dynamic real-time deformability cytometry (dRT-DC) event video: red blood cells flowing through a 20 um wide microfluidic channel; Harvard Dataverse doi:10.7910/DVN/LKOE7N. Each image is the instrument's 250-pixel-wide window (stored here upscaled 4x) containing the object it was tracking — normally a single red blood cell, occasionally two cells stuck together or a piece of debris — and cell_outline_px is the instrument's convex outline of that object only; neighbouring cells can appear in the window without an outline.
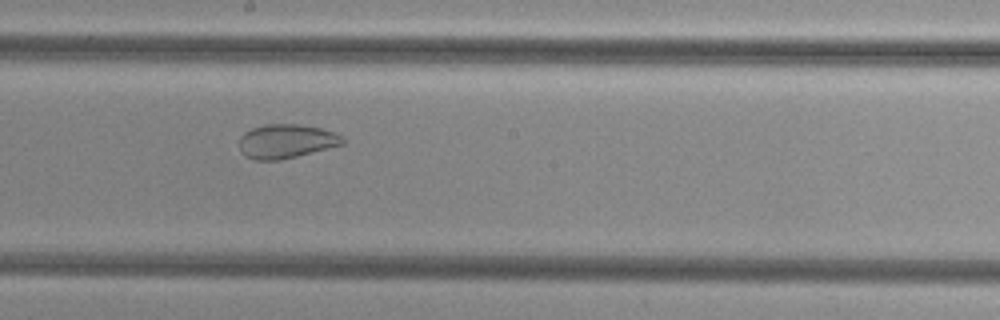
{"species": "common noctule bat (a hibernating species)", "species_latin": "Nyctalus noctula", "temperature_condition": "cold", "stored_images_in_passage": 50, "camera_frame_rate_fps": 3000, "um_per_image_px": 0.085, "animal": {"sex": "female", "body_mass_g": 29.2, "forearm_length_mm": 56.3}, "frame": {"image": 1, "passage_image": 27, "time_ms": 8.667, "image_size_px": [1000, 320], "cell_outline_px": [[344, 144], [280, 160], [256, 160], [244, 156], [240, 152], [240, 136], [244, 132], [252, 128], [264, 124], [300, 124], [320, 128], [336, 132], [344, 136]], "centroid_in_image_um": [24.32, 12.0], "position_along_channel_um": 223.9, "area_um2": 20.63}}
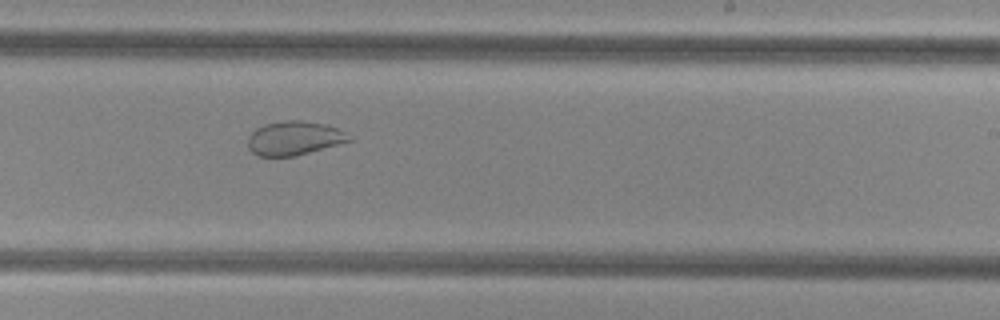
{"frame": {"image": 2, "passage_image": 30, "time_ms": 9.667, "image_size_px": [1000, 320], "cell_outline_px": [[352, 140], [296, 156], [260, 156], [252, 152], [248, 148], [248, 136], [256, 128], [264, 124], [284, 120], [300, 120], [328, 124], [352, 136]], "centroid_in_image_um": [25.0, 11.73], "position_along_channel_um": 264.0, "area_um2": 20.06}}
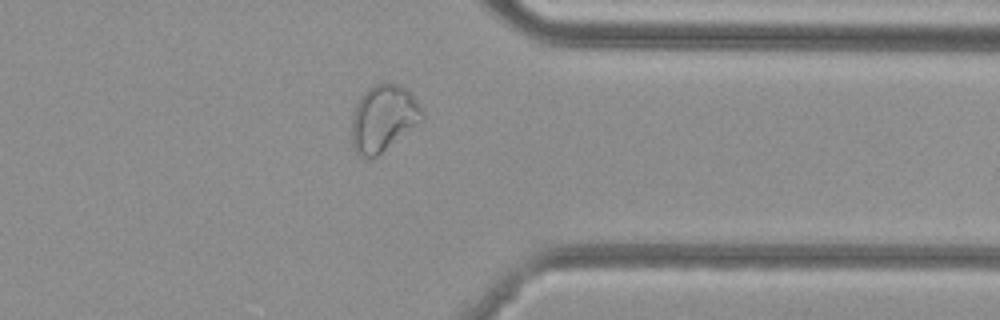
{"frame": {"image": 3, "passage_image": 39, "time_ms": 12.667, "image_size_px": [1000, 320], "cell_outline_px": [[424, 120], [376, 156], [360, 156], [352, 148], [352, 116], [356, 104], [360, 96], [368, 88], [384, 80], [388, 80], [400, 84], [408, 88], [424, 112]], "centroid_in_image_um": [32.6, 9.98], "position_along_channel_um": 378.8, "area_um2": 27.63}}